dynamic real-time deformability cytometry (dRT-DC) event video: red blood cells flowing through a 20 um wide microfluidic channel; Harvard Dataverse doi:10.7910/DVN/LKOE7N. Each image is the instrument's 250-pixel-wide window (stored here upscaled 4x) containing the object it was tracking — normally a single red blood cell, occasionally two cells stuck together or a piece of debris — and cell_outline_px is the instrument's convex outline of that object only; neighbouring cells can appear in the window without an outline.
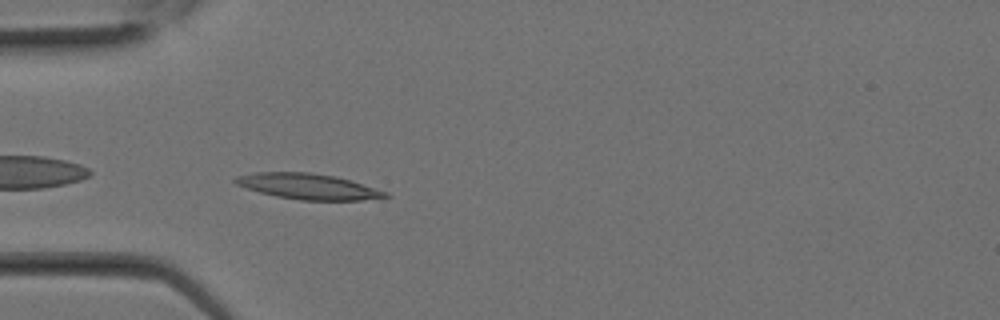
{"species": "Egyptian fruit bat (a non-hibernating species)", "species_latin": "Rousettus aegyptiacus", "temperature_condition": "room temperature", "stored_images_in_passage": 7, "camera_frame_rate_fps": 3000, "um_per_image_px": 0.085, "animal": {"sex": "female"}, "frame": {"image": 1, "passage_image": 7, "time_ms": 2.0, "image_size_px": [1000, 320], "cell_outline_px": [[392, 196], [384, 200], [300, 200], [276, 196], [260, 192], [236, 184], [232, 180], [236, 176], [256, 172], [308, 172], [336, 176], [388, 192]], "centroid_in_image_um": [26.28, 15.86], "position_along_channel_um": 58.7, "area_um2": 22.6}}